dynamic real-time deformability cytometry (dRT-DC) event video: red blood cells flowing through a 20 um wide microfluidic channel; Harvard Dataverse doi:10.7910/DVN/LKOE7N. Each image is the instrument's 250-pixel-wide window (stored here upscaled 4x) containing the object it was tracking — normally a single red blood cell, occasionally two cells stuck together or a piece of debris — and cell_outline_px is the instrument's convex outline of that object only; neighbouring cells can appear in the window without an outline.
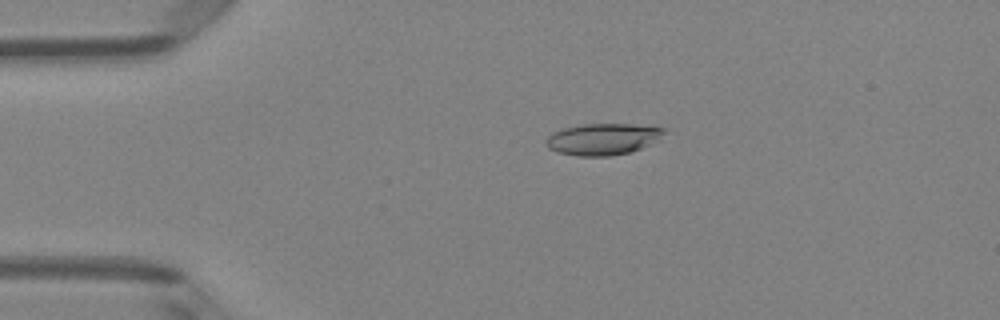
{"species": "Egyptian fruit bat (a non-hibernating species)", "species_latin": "Rousettus aegyptiacus", "temperature_condition": "room temperature", "stored_images_in_passage": 49, "camera_frame_rate_fps": 3000, "um_per_image_px": 0.085, "animal": {"sex": "female"}, "frame": {"image": 1, "passage_image": 10, "time_ms": 3.0, "image_size_px": [1000, 320], "cell_outline_px": [[668, 128], [660, 140], [640, 148], [628, 152], [608, 156], [580, 156], [560, 152], [548, 148], [544, 144], [544, 140], [552, 132], [564, 128], [580, 124], [632, 124]], "centroid_in_image_um": [51.25, 11.81], "position_along_channel_um": 33.8, "area_um2": 21.79}}
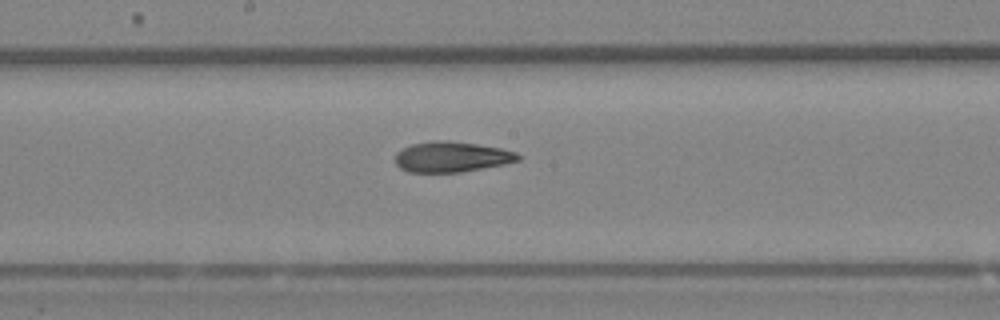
{"frame": {"image": 2, "passage_image": 26, "time_ms": 8.333, "image_size_px": [1000, 320], "cell_outline_px": [[520, 160], [504, 164], [460, 172], [408, 172], [400, 168], [396, 164], [396, 152], [412, 144], [432, 140], [444, 140], [476, 144], [500, 148], [516, 152], [520, 156]], "centroid_in_image_um": [38.37, 13.33], "position_along_channel_um": 209.8, "area_um2": 21.68}}
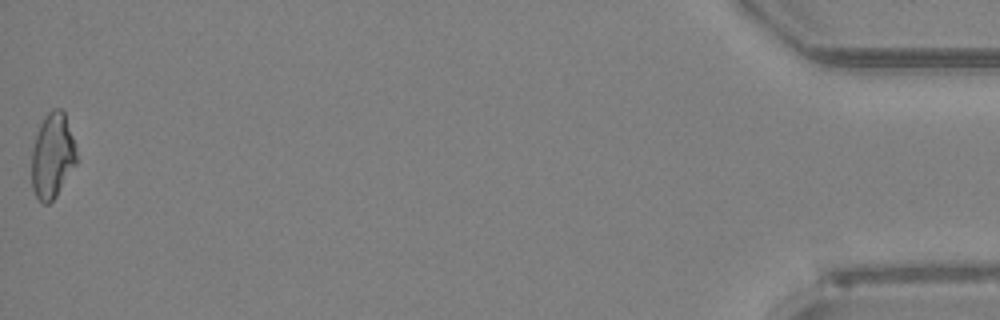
{"frame": {"image": 3, "passage_image": 49, "time_ms": 16.0, "image_size_px": [1000, 320], "cell_outline_px": [[76, 164], [56, 196], [48, 204], [44, 204], [36, 196], [32, 188], [32, 148], [40, 124], [44, 116], [52, 108], [60, 108], [64, 112], [76, 148]], "centroid_in_image_um": [4.45, 13.23], "position_along_channel_um": 430.8, "area_um2": 22.08}, "authors_computed_cell_mechanics": {"area_um2": 22.0218, "velocity_mm_per_s": 4.1378, "shape_relaxation_time_tau1_ms": null, "shape_relaxation_time_tau2_ms": 4.361, "deformation_change_tau1": null, "deformation_change_tau2": 0.1321}}